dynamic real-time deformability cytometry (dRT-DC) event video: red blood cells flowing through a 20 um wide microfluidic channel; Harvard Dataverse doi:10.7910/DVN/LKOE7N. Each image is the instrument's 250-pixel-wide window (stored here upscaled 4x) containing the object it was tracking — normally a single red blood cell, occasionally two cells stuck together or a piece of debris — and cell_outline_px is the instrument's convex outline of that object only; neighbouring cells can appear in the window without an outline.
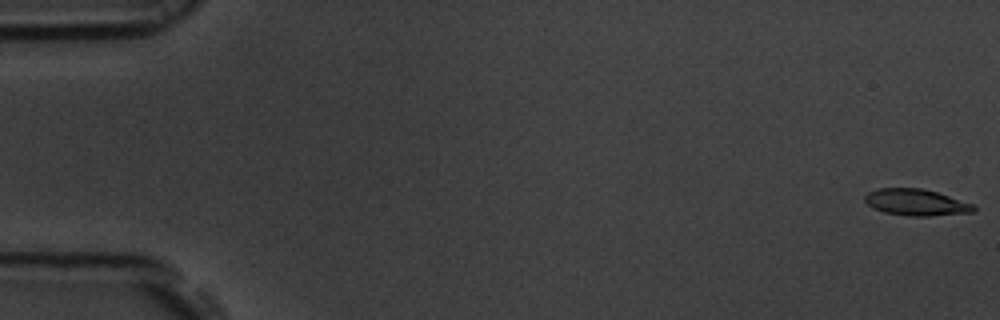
{"species": "common noctule bat (a hibernating species)", "species_latin": "Nyctalus noctula", "temperature_condition": "room temperature", "stored_images_in_passage": 17, "camera_frame_rate_fps": 3000, "um_per_image_px": 0.085, "animal": {"sex": "male", "body_mass_g": 19.5, "forearm_length_mm": 54.6}, "frame": {"image": 1, "passage_image": 1, "time_ms": 0.0, "image_size_px": [1000, 320], "cell_outline_px": [[976, 208], [972, 212], [928, 216], [908, 216], [884, 212], [868, 204], [864, 200], [864, 196], [868, 192], [880, 188], [924, 188], [972, 204]], "centroid_in_image_um": [77.84, 17.19], "position_along_channel_um": 7.2, "area_um2": 16.53}}
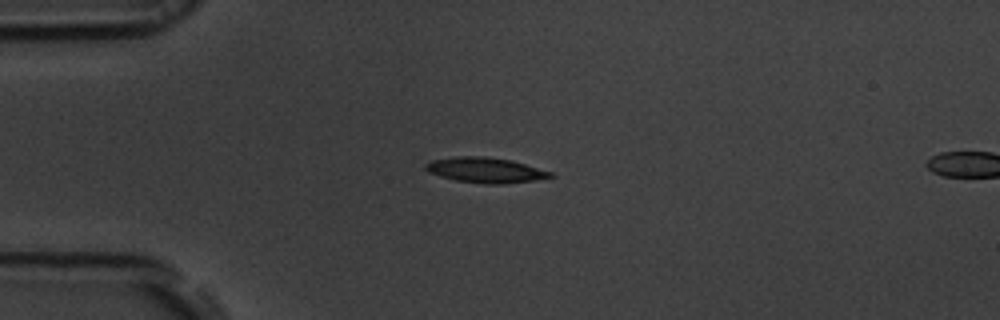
{"frame": {"image": 2, "passage_image": 14, "time_ms": 4.333, "image_size_px": [1000, 320], "cell_outline_px": [[556, 176], [536, 180], [504, 184], [484, 184], [456, 180], [440, 176], [428, 172], [424, 168], [424, 164], [432, 160], [456, 156], [484, 156], [512, 160], [552, 172]], "centroid_in_image_um": [41.27, 14.46], "position_along_channel_um": 43.7, "area_um2": 18.5}}